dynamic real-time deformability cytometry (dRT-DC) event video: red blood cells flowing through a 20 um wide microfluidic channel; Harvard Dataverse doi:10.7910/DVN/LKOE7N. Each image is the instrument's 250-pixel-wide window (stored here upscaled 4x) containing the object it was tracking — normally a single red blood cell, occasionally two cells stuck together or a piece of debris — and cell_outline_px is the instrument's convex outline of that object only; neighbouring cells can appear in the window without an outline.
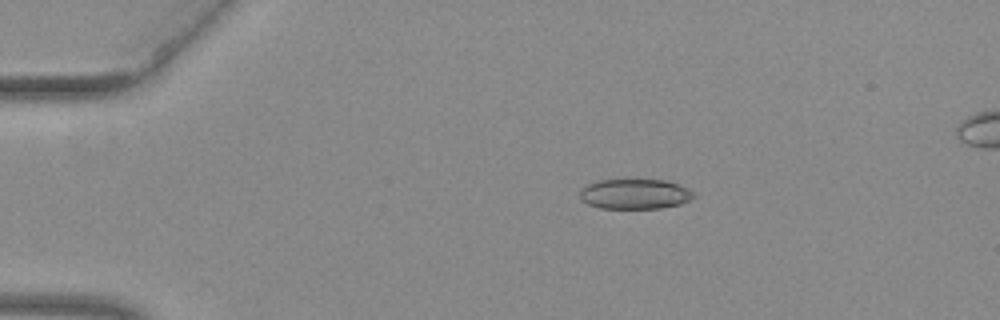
{"species": "common noctule bat (a hibernating species)", "species_latin": "Nyctalus noctula", "temperature_condition": "warm", "stored_images_in_passage": 43, "camera_frame_rate_fps": 3000, "um_per_image_px": 0.085, "animal": {"sex": "female", "body_mass_g": 29.2, "forearm_length_mm": 56.3}, "frame": {"image": 1, "passage_image": 1, "time_ms": 0.0, "image_size_px": [1000, 320], "cell_outline_px": [[696, 196], [692, 200], [680, 204], [660, 208], [600, 208], [588, 204], [580, 200], [580, 188], [588, 184], [600, 180], [664, 180], [680, 184], [688, 188]], "centroid_in_image_um": [53.97, 16.49], "position_along_channel_um": 31.0, "area_um2": 20.06}}
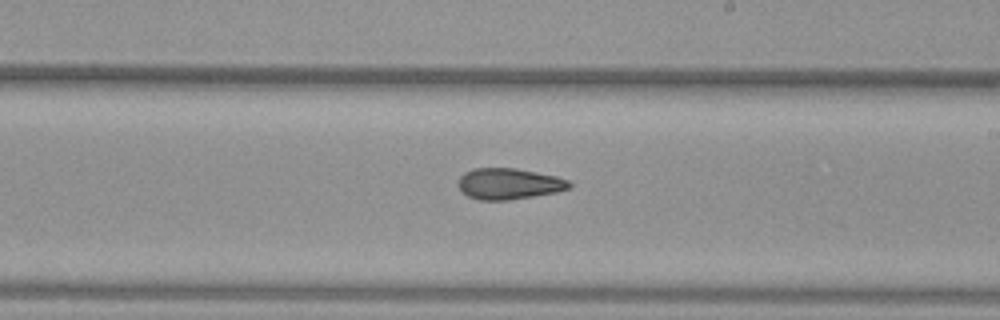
{"frame": {"image": 2, "passage_image": 22, "time_ms": 7.0, "image_size_px": [1000, 320], "cell_outline_px": [[572, 188], [556, 192], [508, 200], [480, 200], [468, 196], [460, 192], [460, 176], [464, 172], [472, 168], [516, 168], [556, 176], [568, 180], [572, 184]], "centroid_in_image_um": [43.26, 15.62], "position_along_channel_um": 245.7, "area_um2": 20.11}}
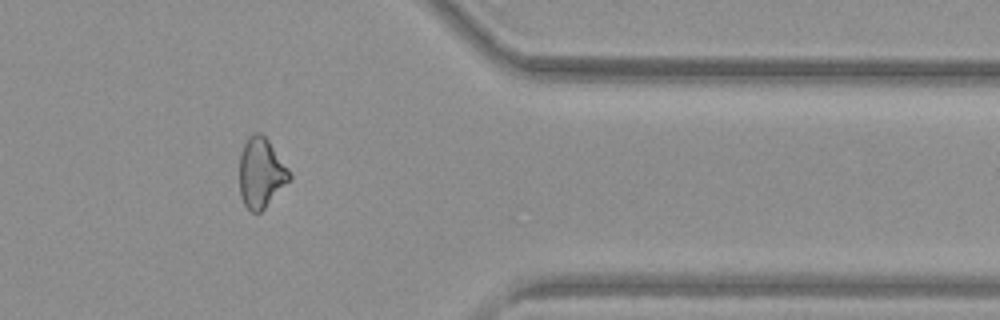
{"frame": {"image": 3, "passage_image": 34, "time_ms": 11.0, "image_size_px": [1000, 320], "cell_outline_px": [[292, 176], [264, 208], [260, 212], [252, 212], [244, 204], [240, 196], [240, 156], [244, 144], [248, 136], [252, 132], [260, 132], [268, 140], [288, 168]], "centroid_in_image_um": [22.16, 14.66], "position_along_channel_um": 389.2, "area_um2": 20.0}, "authors_computed_cell_mechanics": {"area_um2": 20.4612, "velocity_mm_per_s": 3.9818, "shape_relaxation_time_tau1_ms": null, "shape_relaxation_time_tau2_ms": 4.1, "deformation_change_tau1": null, "deformation_change_tau2": 0.1239}}